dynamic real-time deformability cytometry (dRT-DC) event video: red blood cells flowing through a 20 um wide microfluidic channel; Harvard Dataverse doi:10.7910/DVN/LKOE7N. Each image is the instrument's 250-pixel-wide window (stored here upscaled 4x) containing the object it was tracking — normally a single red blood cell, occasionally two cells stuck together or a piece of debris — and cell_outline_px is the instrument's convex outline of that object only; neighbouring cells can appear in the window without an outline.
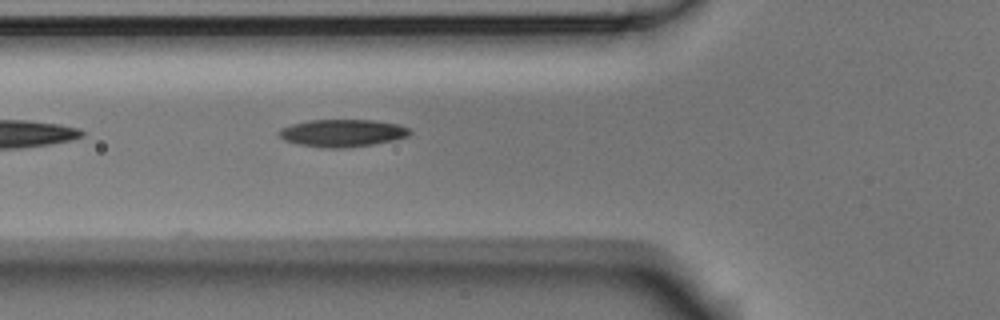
{"species": "Egyptian fruit bat (a non-hibernating species)", "species_latin": "Rousettus aegyptiacus", "temperature_condition": "room temperature", "stored_images_in_passage": 5, "camera_frame_rate_fps": 3000, "um_per_image_px": 0.085, "animal": {"sex": "male"}, "frame": {"image": 1, "passage_image": 5, "time_ms": 1.333, "image_size_px": [1000, 320], "cell_outline_px": [[412, 132], [408, 136], [392, 140], [372, 144], [344, 148], [328, 148], [300, 144], [284, 140], [276, 132], [280, 128], [292, 124], [308, 120], [376, 120], [400, 124], [408, 128]], "centroid_in_image_um": [29.1, 11.29], "position_along_channel_um": 96.7, "area_um2": 20.87}}